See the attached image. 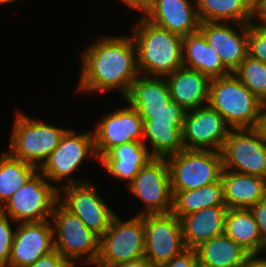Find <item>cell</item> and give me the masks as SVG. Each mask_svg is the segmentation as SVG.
Masks as SVG:
<instances>
[{"label":"cell","instance_id":"cell-21","mask_svg":"<svg viewBox=\"0 0 266 267\" xmlns=\"http://www.w3.org/2000/svg\"><path fill=\"white\" fill-rule=\"evenodd\" d=\"M224 203L228 209H250L266 196V179L223 170Z\"/></svg>","mask_w":266,"mask_h":267},{"label":"cell","instance_id":"cell-29","mask_svg":"<svg viewBox=\"0 0 266 267\" xmlns=\"http://www.w3.org/2000/svg\"><path fill=\"white\" fill-rule=\"evenodd\" d=\"M172 212L181 219L183 216L213 206H226L224 203L223 183L221 178L214 183L189 190L172 191Z\"/></svg>","mask_w":266,"mask_h":267},{"label":"cell","instance_id":"cell-14","mask_svg":"<svg viewBox=\"0 0 266 267\" xmlns=\"http://www.w3.org/2000/svg\"><path fill=\"white\" fill-rule=\"evenodd\" d=\"M60 189L65 194L64 197H58V202L101 238L110 228L116 214L96 193L92 183L65 184Z\"/></svg>","mask_w":266,"mask_h":267},{"label":"cell","instance_id":"cell-25","mask_svg":"<svg viewBox=\"0 0 266 267\" xmlns=\"http://www.w3.org/2000/svg\"><path fill=\"white\" fill-rule=\"evenodd\" d=\"M199 22L250 24L255 19V0H195Z\"/></svg>","mask_w":266,"mask_h":267},{"label":"cell","instance_id":"cell-16","mask_svg":"<svg viewBox=\"0 0 266 267\" xmlns=\"http://www.w3.org/2000/svg\"><path fill=\"white\" fill-rule=\"evenodd\" d=\"M95 151L98 160L118 145L142 142L143 119L130 104L110 112L94 129Z\"/></svg>","mask_w":266,"mask_h":267},{"label":"cell","instance_id":"cell-37","mask_svg":"<svg viewBox=\"0 0 266 267\" xmlns=\"http://www.w3.org/2000/svg\"><path fill=\"white\" fill-rule=\"evenodd\" d=\"M255 17L259 25L266 27V0H255Z\"/></svg>","mask_w":266,"mask_h":267},{"label":"cell","instance_id":"cell-28","mask_svg":"<svg viewBox=\"0 0 266 267\" xmlns=\"http://www.w3.org/2000/svg\"><path fill=\"white\" fill-rule=\"evenodd\" d=\"M224 234L243 247L249 254H260L265 242L259 232L250 209H228L224 223Z\"/></svg>","mask_w":266,"mask_h":267},{"label":"cell","instance_id":"cell-24","mask_svg":"<svg viewBox=\"0 0 266 267\" xmlns=\"http://www.w3.org/2000/svg\"><path fill=\"white\" fill-rule=\"evenodd\" d=\"M182 54L183 67L199 71L210 79L231 74L199 30L183 37Z\"/></svg>","mask_w":266,"mask_h":267},{"label":"cell","instance_id":"cell-20","mask_svg":"<svg viewBox=\"0 0 266 267\" xmlns=\"http://www.w3.org/2000/svg\"><path fill=\"white\" fill-rule=\"evenodd\" d=\"M165 79L172 100L185 111L194 110L208 103L211 79L199 71L182 67L167 75Z\"/></svg>","mask_w":266,"mask_h":267},{"label":"cell","instance_id":"cell-15","mask_svg":"<svg viewBox=\"0 0 266 267\" xmlns=\"http://www.w3.org/2000/svg\"><path fill=\"white\" fill-rule=\"evenodd\" d=\"M229 130L221 114L208 104L186 111L182 130L184 149L213 151L214 148L221 152Z\"/></svg>","mask_w":266,"mask_h":267},{"label":"cell","instance_id":"cell-10","mask_svg":"<svg viewBox=\"0 0 266 267\" xmlns=\"http://www.w3.org/2000/svg\"><path fill=\"white\" fill-rule=\"evenodd\" d=\"M143 119V138L149 139L153 147L150 154L156 158H167L184 149L182 143L183 121L186 111L174 100H170L158 112H138Z\"/></svg>","mask_w":266,"mask_h":267},{"label":"cell","instance_id":"cell-4","mask_svg":"<svg viewBox=\"0 0 266 267\" xmlns=\"http://www.w3.org/2000/svg\"><path fill=\"white\" fill-rule=\"evenodd\" d=\"M16 115L8 152L38 168L57 148L67 129L31 119L20 111Z\"/></svg>","mask_w":266,"mask_h":267},{"label":"cell","instance_id":"cell-33","mask_svg":"<svg viewBox=\"0 0 266 267\" xmlns=\"http://www.w3.org/2000/svg\"><path fill=\"white\" fill-rule=\"evenodd\" d=\"M9 217L0 211V267H8L15 230H12ZM14 231V232H13Z\"/></svg>","mask_w":266,"mask_h":267},{"label":"cell","instance_id":"cell-26","mask_svg":"<svg viewBox=\"0 0 266 267\" xmlns=\"http://www.w3.org/2000/svg\"><path fill=\"white\" fill-rule=\"evenodd\" d=\"M199 267H242L249 253L224 233L194 248Z\"/></svg>","mask_w":266,"mask_h":267},{"label":"cell","instance_id":"cell-3","mask_svg":"<svg viewBox=\"0 0 266 267\" xmlns=\"http://www.w3.org/2000/svg\"><path fill=\"white\" fill-rule=\"evenodd\" d=\"M230 129L257 128L262 102L234 75L211 79L208 103Z\"/></svg>","mask_w":266,"mask_h":267},{"label":"cell","instance_id":"cell-2","mask_svg":"<svg viewBox=\"0 0 266 267\" xmlns=\"http://www.w3.org/2000/svg\"><path fill=\"white\" fill-rule=\"evenodd\" d=\"M133 29L139 74L166 77L183 67V37L160 28L141 17Z\"/></svg>","mask_w":266,"mask_h":267},{"label":"cell","instance_id":"cell-9","mask_svg":"<svg viewBox=\"0 0 266 267\" xmlns=\"http://www.w3.org/2000/svg\"><path fill=\"white\" fill-rule=\"evenodd\" d=\"M221 155L223 170L266 179V142L258 128L230 129Z\"/></svg>","mask_w":266,"mask_h":267},{"label":"cell","instance_id":"cell-23","mask_svg":"<svg viewBox=\"0 0 266 267\" xmlns=\"http://www.w3.org/2000/svg\"><path fill=\"white\" fill-rule=\"evenodd\" d=\"M153 158L145 144L130 142L114 147L98 161L113 178L128 180L131 184L140 169Z\"/></svg>","mask_w":266,"mask_h":267},{"label":"cell","instance_id":"cell-12","mask_svg":"<svg viewBox=\"0 0 266 267\" xmlns=\"http://www.w3.org/2000/svg\"><path fill=\"white\" fill-rule=\"evenodd\" d=\"M145 254L155 266L170 262L186 248L180 219L173 213L144 214Z\"/></svg>","mask_w":266,"mask_h":267},{"label":"cell","instance_id":"cell-18","mask_svg":"<svg viewBox=\"0 0 266 267\" xmlns=\"http://www.w3.org/2000/svg\"><path fill=\"white\" fill-rule=\"evenodd\" d=\"M49 220L19 222L15 231L8 267L32 265L54 250L53 226Z\"/></svg>","mask_w":266,"mask_h":267},{"label":"cell","instance_id":"cell-40","mask_svg":"<svg viewBox=\"0 0 266 267\" xmlns=\"http://www.w3.org/2000/svg\"><path fill=\"white\" fill-rule=\"evenodd\" d=\"M129 8L143 11L151 2V0H122Z\"/></svg>","mask_w":266,"mask_h":267},{"label":"cell","instance_id":"cell-31","mask_svg":"<svg viewBox=\"0 0 266 267\" xmlns=\"http://www.w3.org/2000/svg\"><path fill=\"white\" fill-rule=\"evenodd\" d=\"M234 75L262 102H266V64L247 55Z\"/></svg>","mask_w":266,"mask_h":267},{"label":"cell","instance_id":"cell-42","mask_svg":"<svg viewBox=\"0 0 266 267\" xmlns=\"http://www.w3.org/2000/svg\"><path fill=\"white\" fill-rule=\"evenodd\" d=\"M16 0H0V4H7V3H11V2H14Z\"/></svg>","mask_w":266,"mask_h":267},{"label":"cell","instance_id":"cell-7","mask_svg":"<svg viewBox=\"0 0 266 267\" xmlns=\"http://www.w3.org/2000/svg\"><path fill=\"white\" fill-rule=\"evenodd\" d=\"M36 171L0 208L11 221L41 222L49 220L60 196L57 187Z\"/></svg>","mask_w":266,"mask_h":267},{"label":"cell","instance_id":"cell-13","mask_svg":"<svg viewBox=\"0 0 266 267\" xmlns=\"http://www.w3.org/2000/svg\"><path fill=\"white\" fill-rule=\"evenodd\" d=\"M128 187L130 192L145 202L146 210L138 215L172 212L173 194L166 158L151 159Z\"/></svg>","mask_w":266,"mask_h":267},{"label":"cell","instance_id":"cell-22","mask_svg":"<svg viewBox=\"0 0 266 267\" xmlns=\"http://www.w3.org/2000/svg\"><path fill=\"white\" fill-rule=\"evenodd\" d=\"M227 211V206H213L183 216L180 221L186 248L194 249L223 234Z\"/></svg>","mask_w":266,"mask_h":267},{"label":"cell","instance_id":"cell-34","mask_svg":"<svg viewBox=\"0 0 266 267\" xmlns=\"http://www.w3.org/2000/svg\"><path fill=\"white\" fill-rule=\"evenodd\" d=\"M25 267H74L56 249L38 258L32 265Z\"/></svg>","mask_w":266,"mask_h":267},{"label":"cell","instance_id":"cell-6","mask_svg":"<svg viewBox=\"0 0 266 267\" xmlns=\"http://www.w3.org/2000/svg\"><path fill=\"white\" fill-rule=\"evenodd\" d=\"M171 191H189L217 182L223 171L221 152L183 149L166 158Z\"/></svg>","mask_w":266,"mask_h":267},{"label":"cell","instance_id":"cell-17","mask_svg":"<svg viewBox=\"0 0 266 267\" xmlns=\"http://www.w3.org/2000/svg\"><path fill=\"white\" fill-rule=\"evenodd\" d=\"M240 34L228 22H200L199 31L208 44L218 53L223 65L233 73L248 55L249 24L233 23Z\"/></svg>","mask_w":266,"mask_h":267},{"label":"cell","instance_id":"cell-38","mask_svg":"<svg viewBox=\"0 0 266 267\" xmlns=\"http://www.w3.org/2000/svg\"><path fill=\"white\" fill-rule=\"evenodd\" d=\"M116 267H158L155 266L149 259L145 256L139 259L127 261L117 265Z\"/></svg>","mask_w":266,"mask_h":267},{"label":"cell","instance_id":"cell-35","mask_svg":"<svg viewBox=\"0 0 266 267\" xmlns=\"http://www.w3.org/2000/svg\"><path fill=\"white\" fill-rule=\"evenodd\" d=\"M159 267H199L195 249L187 248L170 262Z\"/></svg>","mask_w":266,"mask_h":267},{"label":"cell","instance_id":"cell-19","mask_svg":"<svg viewBox=\"0 0 266 267\" xmlns=\"http://www.w3.org/2000/svg\"><path fill=\"white\" fill-rule=\"evenodd\" d=\"M190 0H151L142 11L146 20L181 37L199 30L196 7Z\"/></svg>","mask_w":266,"mask_h":267},{"label":"cell","instance_id":"cell-11","mask_svg":"<svg viewBox=\"0 0 266 267\" xmlns=\"http://www.w3.org/2000/svg\"><path fill=\"white\" fill-rule=\"evenodd\" d=\"M90 156L97 158L95 151L94 133L85 132L76 134L72 129H67L60 139L57 148L50 154L38 170L48 181L62 182L66 184L82 183L70 177L76 171L84 158Z\"/></svg>","mask_w":266,"mask_h":267},{"label":"cell","instance_id":"cell-36","mask_svg":"<svg viewBox=\"0 0 266 267\" xmlns=\"http://www.w3.org/2000/svg\"><path fill=\"white\" fill-rule=\"evenodd\" d=\"M250 210L254 215L261 237L266 242V196L252 206Z\"/></svg>","mask_w":266,"mask_h":267},{"label":"cell","instance_id":"cell-27","mask_svg":"<svg viewBox=\"0 0 266 267\" xmlns=\"http://www.w3.org/2000/svg\"><path fill=\"white\" fill-rule=\"evenodd\" d=\"M138 112H158L172 99L165 77L139 75L124 98Z\"/></svg>","mask_w":266,"mask_h":267},{"label":"cell","instance_id":"cell-41","mask_svg":"<svg viewBox=\"0 0 266 267\" xmlns=\"http://www.w3.org/2000/svg\"><path fill=\"white\" fill-rule=\"evenodd\" d=\"M257 128L260 130L262 137L266 142V102L262 104L260 122Z\"/></svg>","mask_w":266,"mask_h":267},{"label":"cell","instance_id":"cell-8","mask_svg":"<svg viewBox=\"0 0 266 267\" xmlns=\"http://www.w3.org/2000/svg\"><path fill=\"white\" fill-rule=\"evenodd\" d=\"M144 239L143 215H136L125 222L116 215L110 228L100 238V252L95 265L116 267L144 257Z\"/></svg>","mask_w":266,"mask_h":267},{"label":"cell","instance_id":"cell-32","mask_svg":"<svg viewBox=\"0 0 266 267\" xmlns=\"http://www.w3.org/2000/svg\"><path fill=\"white\" fill-rule=\"evenodd\" d=\"M248 55L266 64V27L259 24H249Z\"/></svg>","mask_w":266,"mask_h":267},{"label":"cell","instance_id":"cell-30","mask_svg":"<svg viewBox=\"0 0 266 267\" xmlns=\"http://www.w3.org/2000/svg\"><path fill=\"white\" fill-rule=\"evenodd\" d=\"M38 168L13 157L8 151L0 156V208Z\"/></svg>","mask_w":266,"mask_h":267},{"label":"cell","instance_id":"cell-5","mask_svg":"<svg viewBox=\"0 0 266 267\" xmlns=\"http://www.w3.org/2000/svg\"><path fill=\"white\" fill-rule=\"evenodd\" d=\"M50 219L53 224L54 249L73 266L78 258H86L84 263L87 264L94 265L97 262L100 252L98 235L59 202L55 204Z\"/></svg>","mask_w":266,"mask_h":267},{"label":"cell","instance_id":"cell-1","mask_svg":"<svg viewBox=\"0 0 266 267\" xmlns=\"http://www.w3.org/2000/svg\"><path fill=\"white\" fill-rule=\"evenodd\" d=\"M78 91L119 89L125 98L140 75L132 36L103 37L84 51Z\"/></svg>","mask_w":266,"mask_h":267},{"label":"cell","instance_id":"cell-39","mask_svg":"<svg viewBox=\"0 0 266 267\" xmlns=\"http://www.w3.org/2000/svg\"><path fill=\"white\" fill-rule=\"evenodd\" d=\"M258 255L249 254L242 267H266V258H259Z\"/></svg>","mask_w":266,"mask_h":267}]
</instances>
